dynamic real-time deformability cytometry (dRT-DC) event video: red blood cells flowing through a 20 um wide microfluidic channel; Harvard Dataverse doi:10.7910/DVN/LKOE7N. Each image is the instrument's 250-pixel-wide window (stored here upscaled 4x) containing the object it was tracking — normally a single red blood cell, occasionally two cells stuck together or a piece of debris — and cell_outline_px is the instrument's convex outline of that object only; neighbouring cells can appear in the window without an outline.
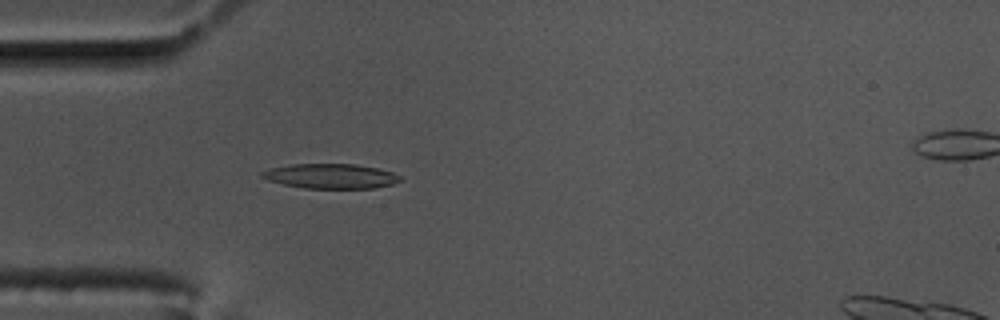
{"species": "common noctule bat (a hibernating species)", "species_latin": "Nyctalus noctula", "temperature_condition": "cold", "stored_images_in_passage": 26, "camera_frame_rate_fps": 3000, "um_per_image_px": 0.085, "animal": {"sex": "male", "body_mass_g": 17.5, "forearm_length_mm": 52.3}, "frame": {"image": 1, "passage_image": 16, "time_ms": 5.0, "image_size_px": [1000, 320], "cell_outline_px": [[404, 180], [392, 184], [372, 188], [304, 188], [284, 184], [268, 180], [260, 176], [260, 172], [272, 168], [292, 164], [356, 164], [376, 168], [392, 172], [400, 176]], "centroid_in_image_um": [28.13, 14.97], "position_along_channel_um": 56.9, "area_um2": 19.83}}
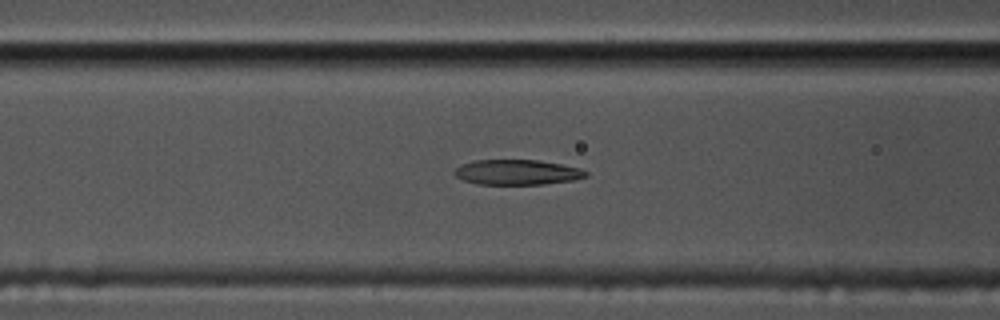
{"frame": {"image": 2, "passage_image": 22, "time_ms": 7.0, "image_size_px": [1000, 320], "cell_outline_px": [[588, 176], [576, 180], [544, 184], [476, 184], [464, 180], [456, 176], [452, 172], [460, 164], [476, 160], [540, 160], [560, 164], [576, 168], [588, 172]], "centroid_in_image_um": [43.94, 14.64], "position_along_channel_um": 122.7, "area_um2": 19.25}}
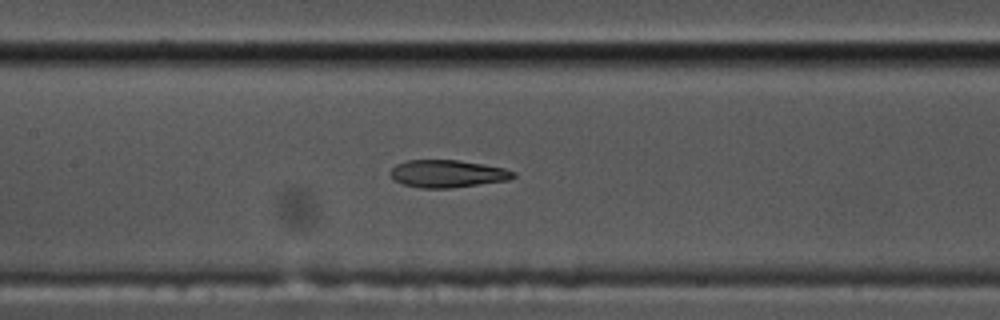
{"frame": {"image": 3, "passage_image": 26, "time_ms": 8.333, "image_size_px": [1000, 320], "cell_outline_px": [[516, 176], [508, 180], [452, 188], [420, 188], [404, 184], [396, 180], [392, 176], [392, 168], [396, 164], [404, 160], [460, 160], [484, 164], [504, 168], [516, 172]], "centroid_in_image_um": [38.07, 14.76], "position_along_channel_um": 169.3, "area_um2": 19.65}}